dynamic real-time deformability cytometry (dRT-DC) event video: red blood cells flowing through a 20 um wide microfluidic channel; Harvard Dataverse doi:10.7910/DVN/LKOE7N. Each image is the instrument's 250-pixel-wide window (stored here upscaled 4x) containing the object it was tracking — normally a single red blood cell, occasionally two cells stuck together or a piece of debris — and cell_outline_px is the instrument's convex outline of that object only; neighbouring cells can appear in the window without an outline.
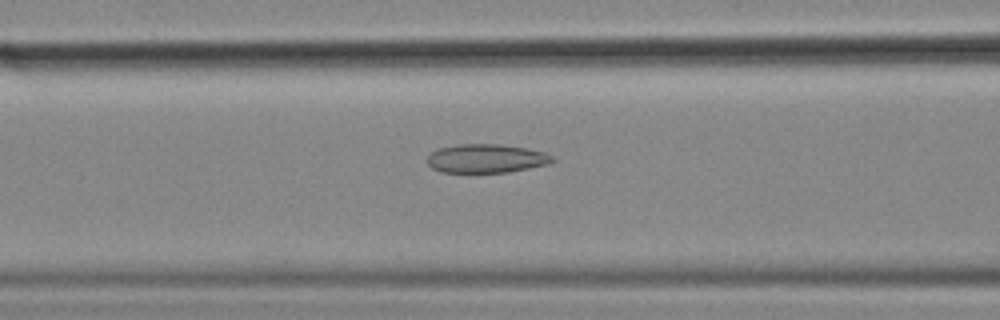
{"species": "common noctule bat (a hibernating species)", "species_latin": "Nyctalus noctula", "temperature_condition": "cold", "stored_images_in_passage": 55, "camera_frame_rate_fps": 3000, "um_per_image_px": 0.085, "animal": {"sex": "female", "body_mass_g": 18.4}, "frame": {"image": 1, "passage_image": 22, "time_ms": 7.0, "image_size_px": [1000, 320], "cell_outline_px": [[556, 160], [548, 164], [508, 172], [440, 172], [432, 168], [428, 164], [428, 156], [432, 152], [440, 148], [456, 144], [500, 144], [528, 148], [544, 152], [556, 156]], "centroid_in_image_um": [41.37, 13.46], "position_along_channel_um": 125.2, "area_um2": 21.04}}
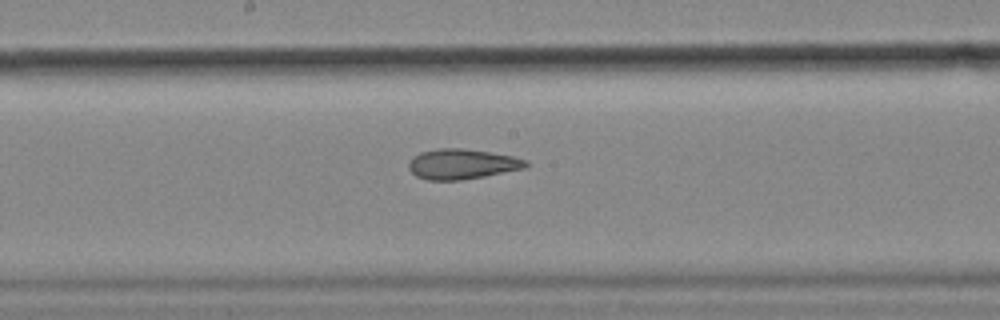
{"frame": {"image": 2, "passage_image": 29, "time_ms": 9.333, "image_size_px": [1000, 320], "cell_outline_px": [[528, 164], [524, 168], [484, 176], [460, 180], [428, 180], [416, 176], [408, 168], [408, 164], [412, 156], [420, 152], [436, 148], [460, 148], [492, 152], [512, 156], [528, 160]], "centroid_in_image_um": [39.24, 13.93], "position_along_channel_um": 209.0, "area_um2": 20.63}}
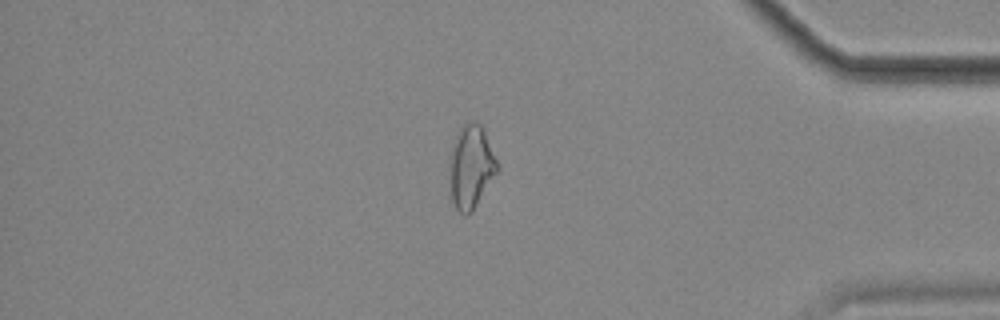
{"frame": {"image": 3, "passage_image": 47, "time_ms": 15.333, "image_size_px": [1000, 320], "cell_outline_px": [[500, 172], [472, 212], [464, 216], [456, 208], [452, 200], [448, 164], [448, 156], [452, 144], [460, 128], [464, 124], [472, 120], [476, 120], [484, 128], [500, 168]], "centroid_in_image_um": [40.05, 14.17], "position_along_channel_um": 395.1, "area_um2": 23.99}, "authors_computed_cell_mechanics": {"area_um2": 23.698, "velocity_mm_per_s": 3.5924, "shape_relaxation_time_tau1_ms": null, "shape_relaxation_time_tau2_ms": 3.8739, "deformation_change_tau1": null, "deformation_change_tau2": 0.1291}}